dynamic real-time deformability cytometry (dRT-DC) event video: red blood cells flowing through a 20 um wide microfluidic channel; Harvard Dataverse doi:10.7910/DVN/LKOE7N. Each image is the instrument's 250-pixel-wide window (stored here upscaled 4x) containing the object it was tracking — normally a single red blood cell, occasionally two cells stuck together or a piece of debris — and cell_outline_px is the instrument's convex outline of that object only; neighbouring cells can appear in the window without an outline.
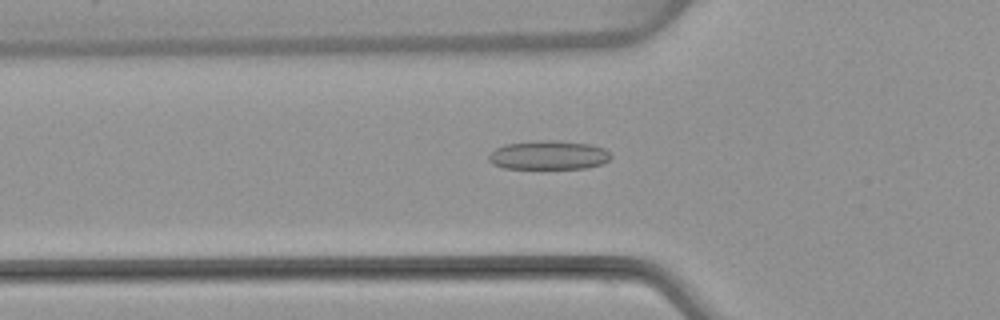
{"species": "common noctule bat (a hibernating species)", "species_latin": "Nyctalus noctula", "temperature_condition": "warm", "stored_images_in_passage": 52, "camera_frame_rate_fps": 3000, "um_per_image_px": 0.085, "animal": {"sex": "female", "body_mass_g": 22.7, "forearm_length_mm": 54.2}, "frame": {"image": 1, "passage_image": 17, "time_ms": 5.333, "image_size_px": [1000, 320], "cell_outline_px": [[612, 156], [604, 164], [588, 168], [504, 168], [492, 164], [488, 160], [488, 156], [496, 148], [504, 144], [540, 140], [552, 140], [592, 144], [604, 148]], "centroid_in_image_um": [46.65, 13.18], "position_along_channel_um": 79.2, "area_um2": 20.69}}
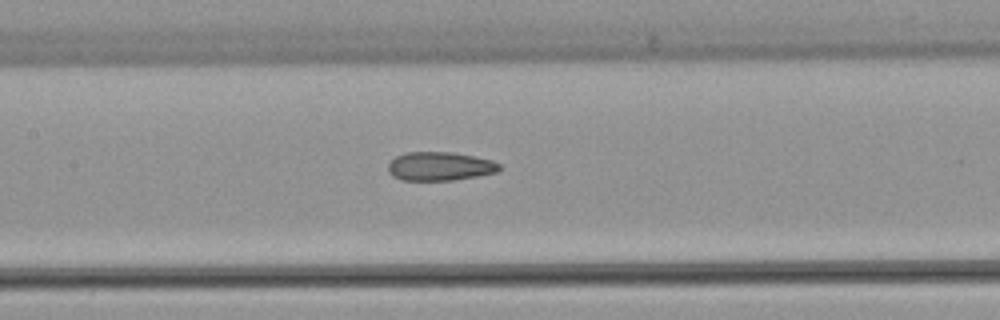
{"frame": {"image": 2, "passage_image": 24, "time_ms": 7.667, "image_size_px": [1000, 320], "cell_outline_px": [[500, 168], [496, 172], [476, 176], [452, 180], [400, 180], [392, 176], [388, 172], [388, 164], [396, 156], [404, 152], [452, 152], [492, 160], [500, 164]], "centroid_in_image_um": [37.34, 14.13], "position_along_channel_um": 170.1, "area_um2": 18.55}}
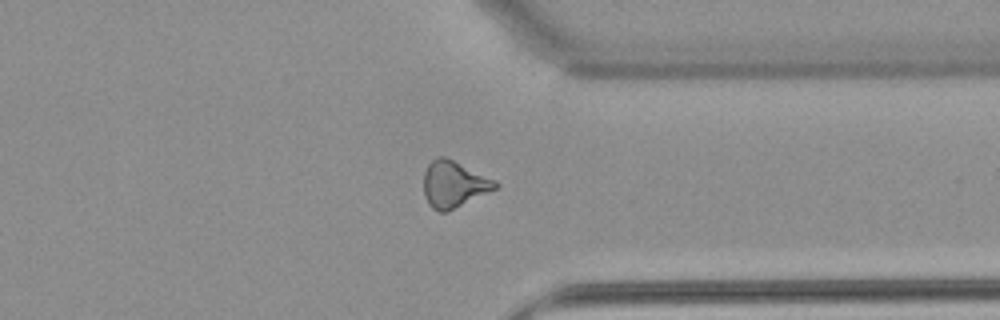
{"frame": {"image": 3, "passage_image": 40, "time_ms": 13.0, "image_size_px": [1000, 320], "cell_outline_px": [[500, 184], [496, 188], [448, 212], [440, 212], [432, 208], [428, 204], [424, 196], [424, 172], [428, 164], [436, 156], [444, 156], [496, 180]], "centroid_in_image_um": [38.55, 15.66], "position_along_channel_um": 372.8, "area_um2": 19.36}, "authors_computed_cell_mechanics": {"area_um2": 19.4786, "velocity_mm_per_s": 3.8598, "shape_relaxation_time_tau1_ms": null, "shape_relaxation_time_tau2_ms": 2.4251, "deformation_change_tau1": null, "deformation_change_tau2": 0.1003}}